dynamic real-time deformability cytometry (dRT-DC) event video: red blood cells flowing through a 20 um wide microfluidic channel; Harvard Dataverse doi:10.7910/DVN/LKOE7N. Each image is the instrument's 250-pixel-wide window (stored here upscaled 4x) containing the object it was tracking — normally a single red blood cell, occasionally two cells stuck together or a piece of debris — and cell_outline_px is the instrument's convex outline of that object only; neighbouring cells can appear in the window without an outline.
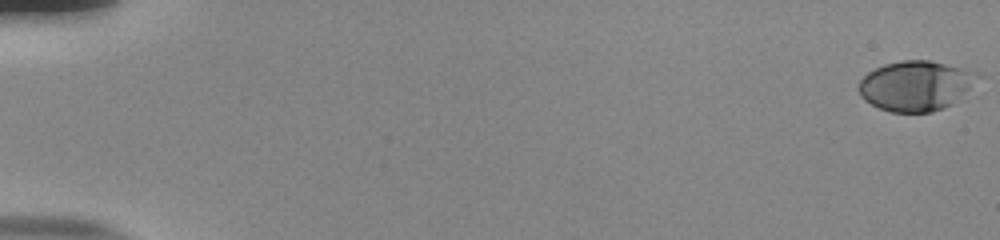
{"species": "human", "species_latin": "Homo sapiens", "temperature_condition": "room temperature", "stored_images_in_passage": 55, "camera_frame_rate_fps": 3000, "um_per_image_px": 0.085, "donor": {"sex": "male"}, "frame": {"image": 1, "passage_image": 1, "time_ms": 0.0, "image_size_px": [1000, 240], "cell_outline_px": [[984, 76], [952, 104], [944, 108], [932, 112], [892, 112], [880, 108], [864, 100], [860, 96], [856, 88], [860, 80], [868, 72], [884, 64], [904, 60], [928, 60], [980, 72]], "centroid_in_image_um": [77.86, 7.28], "position_along_channel_um": 7.1, "area_um2": 34.91}}
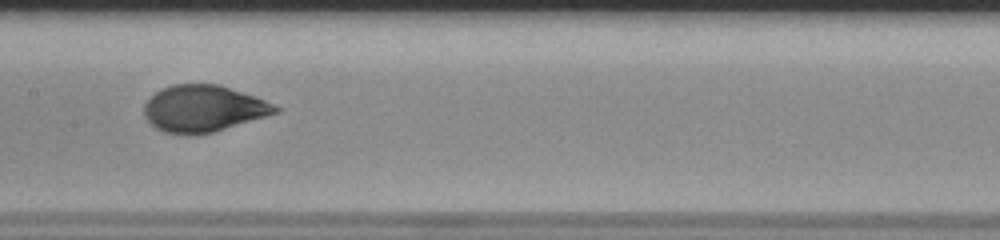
{"frame": {"image": 2, "passage_image": 30, "time_ms": 9.667, "image_size_px": [1000, 240], "cell_outline_px": [[280, 112], [212, 132], [196, 136], [184, 136], [164, 132], [156, 128], [144, 116], [144, 104], [156, 92], [172, 84], [216, 84], [264, 100], [280, 108]], "centroid_in_image_um": [17.25, 9.26], "position_along_channel_um": 190.2, "area_um2": 35.37}}
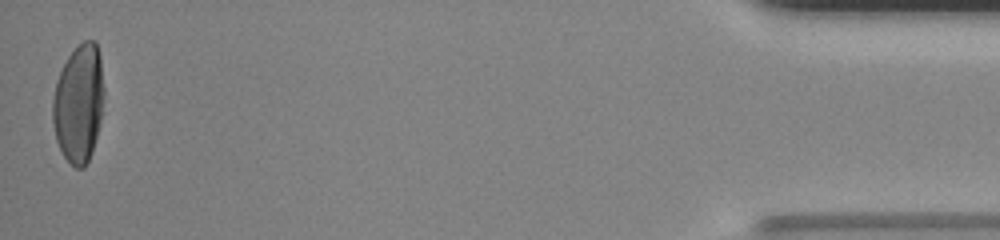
{"frame": {"image": 3, "passage_image": 55, "time_ms": 18.0, "image_size_px": [1000, 240], "cell_outline_px": [[104, 100], [100, 120], [92, 152], [84, 168], [76, 168], [64, 156], [56, 140], [52, 120], [52, 100], [56, 80], [68, 56], [84, 40], [92, 40], [96, 44], [100, 56], [104, 88]], "centroid_in_image_um": [6.69, 8.79], "position_along_channel_um": 428.5, "area_um2": 35.26}, "authors_computed_cell_mechanics": {"area_um2": 35.0846, "velocity_mm_per_s": 3.8398, "shape_relaxation_time_tau1_ms": 4.6199, "shape_relaxation_time_tau2_ms": null, "deformation_change_tau1": 0.2031, "deformation_change_tau2": null}}